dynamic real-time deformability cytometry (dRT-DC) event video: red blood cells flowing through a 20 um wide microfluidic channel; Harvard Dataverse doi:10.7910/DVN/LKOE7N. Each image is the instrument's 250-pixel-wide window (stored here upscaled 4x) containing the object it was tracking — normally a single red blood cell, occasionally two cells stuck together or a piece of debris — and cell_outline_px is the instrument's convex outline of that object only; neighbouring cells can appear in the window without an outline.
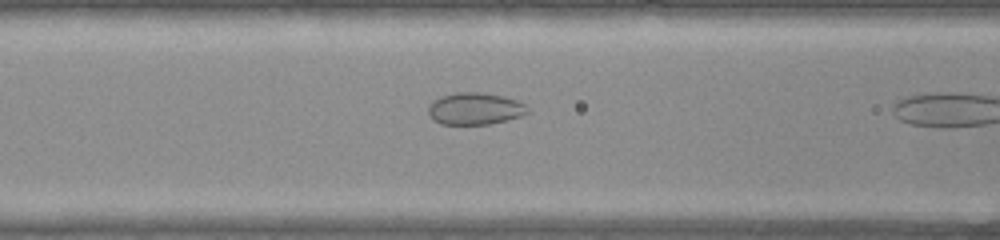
{"species": "common noctule bat (a hibernating species)", "species_latin": "Nyctalus noctula", "temperature_condition": "warm", "stored_images_in_passage": 11, "camera_frame_rate_fps": 3000, "um_per_image_px": 0.085, "animal": {"sex": "female", "body_mass_g": 22.0, "forearm_length_mm": 56.7}, "frame": {"image": 1, "passage_image": 10, "time_ms": 3.0, "image_size_px": [1000, 240], "cell_outline_px": [[528, 112], [520, 116], [508, 120], [488, 124], [440, 124], [432, 120], [428, 112], [428, 104], [440, 96], [456, 92], [480, 92], [504, 96], [516, 100], [524, 104], [528, 108]], "centroid_in_image_um": [40.33, 9.23], "position_along_channel_um": 126.3, "area_um2": 18.61}}